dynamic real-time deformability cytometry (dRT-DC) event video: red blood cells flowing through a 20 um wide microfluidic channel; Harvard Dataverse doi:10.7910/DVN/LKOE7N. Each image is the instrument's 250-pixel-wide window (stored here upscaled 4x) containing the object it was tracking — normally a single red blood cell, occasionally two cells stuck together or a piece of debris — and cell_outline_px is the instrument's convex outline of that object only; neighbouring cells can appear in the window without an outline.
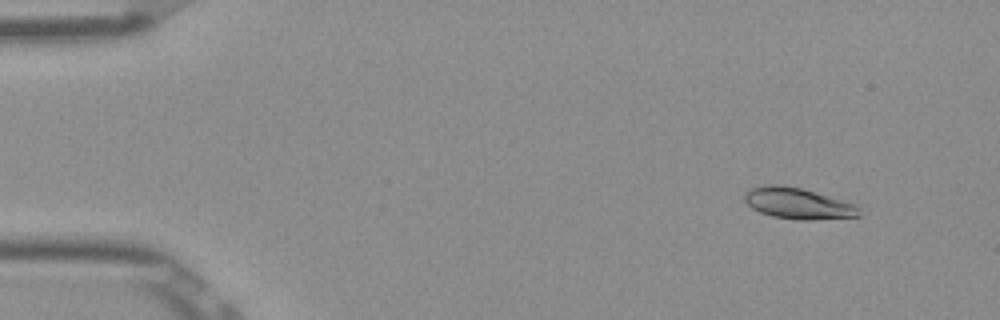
{"species": "Egyptian fruit bat (a non-hibernating species)", "species_latin": "Rousettus aegyptiacus", "temperature_condition": "room temperature", "stored_images_in_passage": 51, "camera_frame_rate_fps": 3000, "um_per_image_px": 0.085, "frame": {"image": 1, "passage_image": 4, "time_ms": 1.0, "image_size_px": [1000, 320], "cell_outline_px": [[860, 216], [812, 220], [796, 220], [772, 216], [760, 212], [752, 208], [744, 200], [744, 192], [752, 188], [768, 184], [780, 184], [800, 188], [856, 204]], "centroid_in_image_um": [67.79, 17.29], "position_along_channel_um": 17.2, "area_um2": 20.63}}
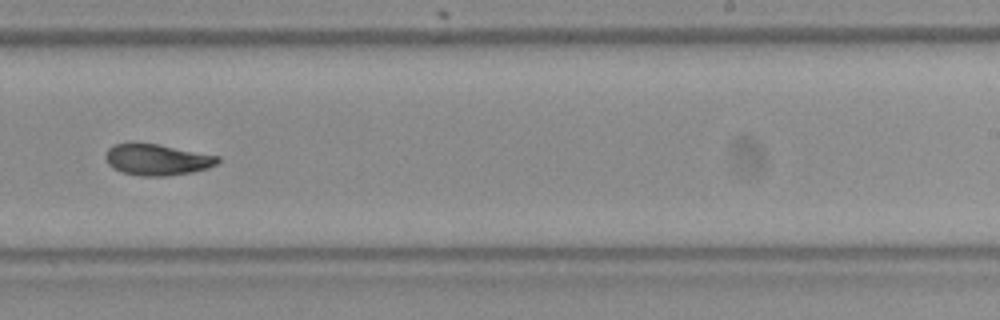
{"frame": {"image": 2, "passage_image": 32, "time_ms": 10.333, "image_size_px": [1000, 320], "cell_outline_px": [[220, 160], [216, 164], [208, 168], [192, 172], [168, 176], [140, 176], [120, 172], [112, 168], [108, 164], [104, 156], [108, 148], [112, 144], [132, 140], [156, 144], [220, 156]], "centroid_in_image_um": [13.27, 13.54], "position_along_channel_um": 275.7, "area_um2": 20.98}}
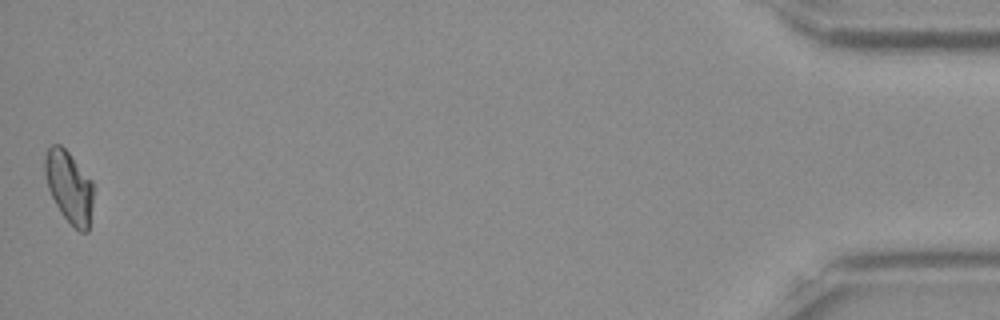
{"frame": {"image": 3, "passage_image": 51, "time_ms": 16.667, "image_size_px": [1000, 320], "cell_outline_px": [[92, 204], [88, 232], [80, 232], [60, 212], [48, 188], [44, 172], [44, 156], [48, 148], [52, 144], [60, 144], [68, 152], [92, 180]], "centroid_in_image_um": [5.86, 15.86], "position_along_channel_um": 429.3, "area_um2": 20.06}, "authors_computed_cell_mechanics": {"area_um2": 20.519, "velocity_mm_per_s": 3.8955, "shape_relaxation_time_tau1_ms": 6.5996, "shape_relaxation_time_tau2_ms": 5.3195, "deformation_change_tau1": 0.1681, "deformation_change_tau2": 0.0868}}